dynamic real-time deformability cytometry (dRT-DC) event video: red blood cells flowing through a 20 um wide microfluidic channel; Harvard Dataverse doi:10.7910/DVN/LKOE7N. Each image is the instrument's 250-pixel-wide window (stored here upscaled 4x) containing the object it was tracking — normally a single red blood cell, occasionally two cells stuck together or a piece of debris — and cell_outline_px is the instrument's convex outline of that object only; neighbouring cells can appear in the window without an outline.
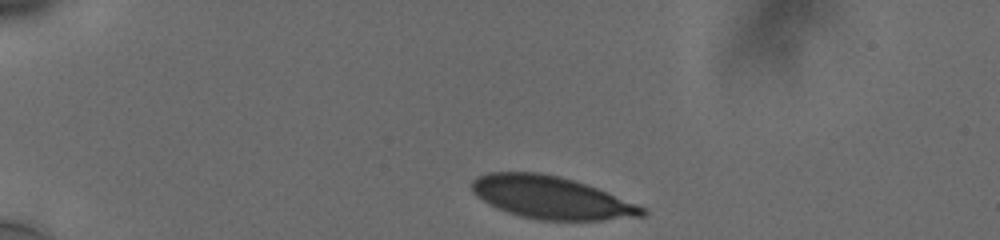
{"species": "human", "species_latin": "Homo sapiens", "temperature_condition": "cold", "stored_images_in_passage": 37, "camera_frame_rate_fps": 3000, "um_per_image_px": 0.085, "donor": {"sex": "male"}, "frame": {"image": 1, "passage_image": 1, "time_ms": 0.0, "image_size_px": [1000, 240], "cell_outline_px": [[648, 212], [644, 216], [604, 220], [536, 220], [520, 216], [496, 208], [488, 204], [476, 196], [472, 192], [472, 180], [476, 176], [488, 172], [540, 172], [560, 176], [596, 188], [636, 204], [644, 208]], "centroid_in_image_um": [46.8, 16.79], "position_along_channel_um": 38.2, "area_um2": 42.14}}
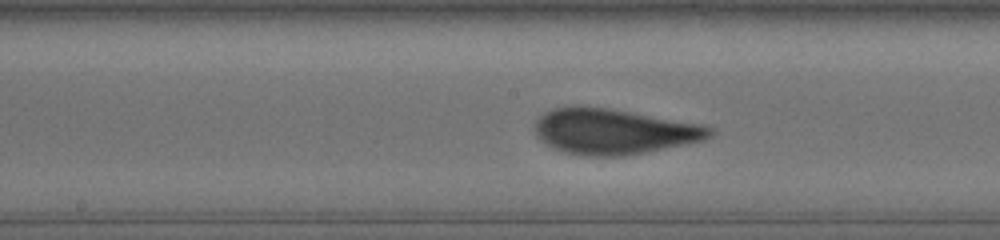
{"frame": {"image": 2, "passage_image": 19, "time_ms": 6.0, "image_size_px": [1000, 240], "cell_outline_px": [[712, 136], [704, 140], [624, 156], [584, 156], [564, 152], [552, 148], [540, 140], [536, 136], [536, 120], [544, 112], [552, 108], [572, 104], [576, 104], [608, 108], [700, 124], [712, 128]], "centroid_in_image_um": [52.09, 11.16], "position_along_channel_um": 196.1, "area_um2": 46.41}}
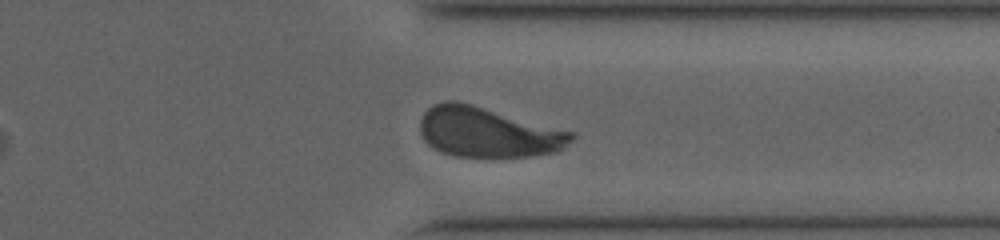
{"frame": {"image": 3, "passage_image": 33, "time_ms": 10.667, "image_size_px": [1000, 240], "cell_outline_px": [[576, 136], [564, 148], [556, 152], [532, 156], [452, 156], [440, 152], [432, 148], [424, 140], [420, 132], [420, 120], [424, 112], [432, 104], [444, 100], [456, 100], [472, 104], [576, 132]], "centroid_in_image_um": [41.47, 11.23], "position_along_channel_um": 369.9, "area_um2": 44.56}, "authors_computed_cell_mechanics": {"area_um2": 44.9106, "velocity_mm_per_s": 3.7329, "shape_relaxation_time_tau1_ms": 3.5439, "shape_relaxation_time_tau2_ms": null, "deformation_change_tau1": 0.1552, "deformation_change_tau2": null}}